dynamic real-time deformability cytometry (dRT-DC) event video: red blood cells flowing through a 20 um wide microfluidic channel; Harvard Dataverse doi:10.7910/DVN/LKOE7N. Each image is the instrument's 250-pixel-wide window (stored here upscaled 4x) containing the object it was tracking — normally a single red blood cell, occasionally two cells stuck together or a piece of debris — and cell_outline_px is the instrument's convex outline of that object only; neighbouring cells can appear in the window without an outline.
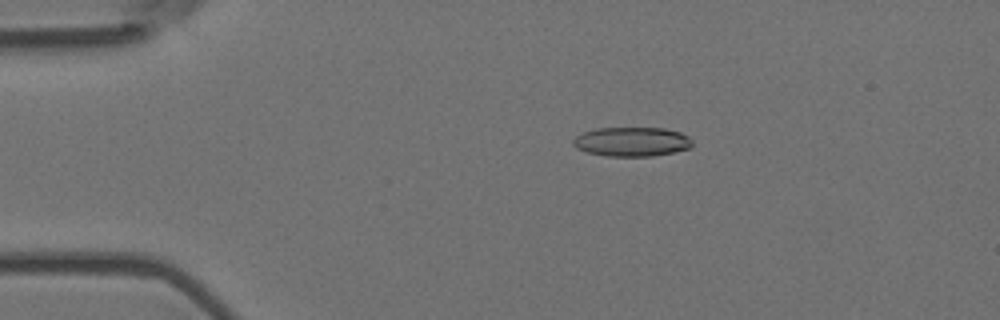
{"species": "Egyptian fruit bat (a non-hibernating species)", "species_latin": "Rousettus aegyptiacus", "temperature_condition": "room temperature", "stored_images_in_passage": 54, "camera_frame_rate_fps": 3000, "um_per_image_px": 0.085, "animal": {"sex": "female"}, "frame": {"image": 1, "passage_image": 10, "time_ms": 3.0, "image_size_px": [1000, 320], "cell_outline_px": [[692, 144], [688, 148], [672, 152], [652, 156], [608, 156], [588, 152], [576, 148], [572, 144], [572, 140], [576, 136], [584, 132], [596, 128], [664, 128], [680, 132], [688, 136], [692, 140]], "centroid_in_image_um": [53.68, 12.04], "position_along_channel_um": 31.3, "area_um2": 20.23}}
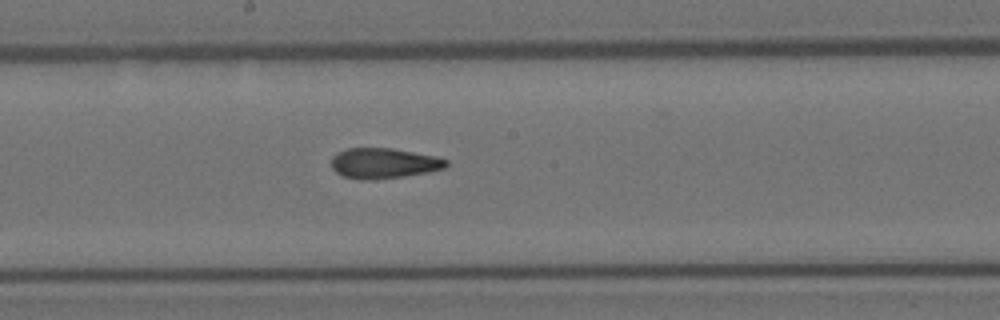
{"frame": {"image": 2, "passage_image": 29, "time_ms": 9.333, "image_size_px": [1000, 320], "cell_outline_px": [[448, 164], [444, 168], [428, 172], [404, 176], [376, 180], [364, 180], [344, 176], [336, 172], [332, 168], [332, 156], [336, 152], [348, 148], [392, 148], [436, 156], [448, 160]], "centroid_in_image_um": [32.61, 13.87], "position_along_channel_um": 215.6, "area_um2": 20.4}}
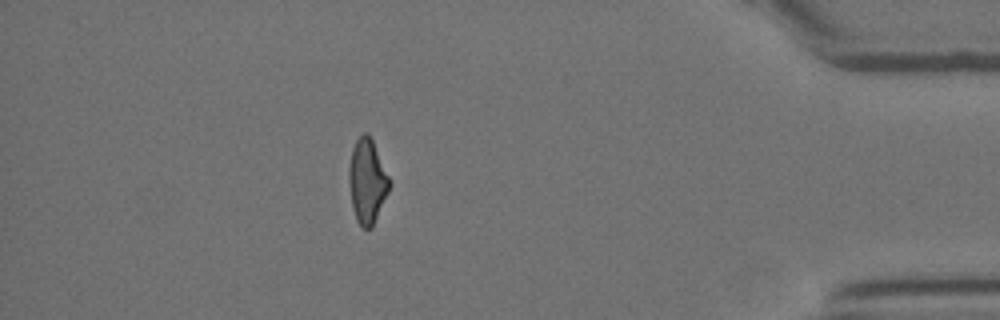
{"frame": {"image": 3, "passage_image": 48, "time_ms": 15.667, "image_size_px": [1000, 320], "cell_outline_px": [[392, 184], [372, 228], [360, 228], [356, 220], [352, 204], [348, 180], [348, 168], [352, 148], [356, 140], [364, 132], [368, 132], [372, 140]], "centroid_in_image_um": [31.2, 15.42], "position_along_channel_um": 404.0, "area_um2": 19.94}, "authors_computed_cell_mechanics": {"area_um2": 20.6346, "velocity_mm_per_s": 3.6848, "shape_relaxation_time_tau1_ms": null, "shape_relaxation_time_tau2_ms": 2.9329, "deformation_change_tau1": null, "deformation_change_tau2": 0.1164}}